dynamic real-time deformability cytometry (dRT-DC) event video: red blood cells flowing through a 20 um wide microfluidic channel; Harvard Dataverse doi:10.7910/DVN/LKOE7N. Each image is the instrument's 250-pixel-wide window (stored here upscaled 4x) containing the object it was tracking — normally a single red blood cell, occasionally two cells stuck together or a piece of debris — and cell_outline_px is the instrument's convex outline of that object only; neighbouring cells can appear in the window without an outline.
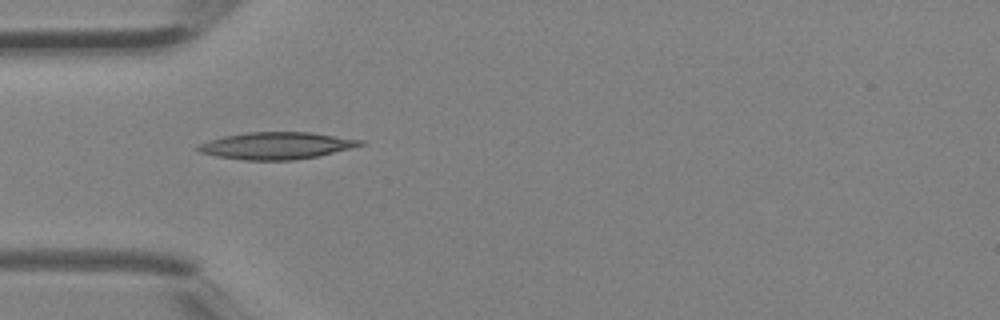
{"species": "Egyptian fruit bat (a non-hibernating species)", "species_latin": "Rousettus aegyptiacus", "temperature_condition": "room temperature", "stored_images_in_passage": 3, "camera_frame_rate_fps": 3000, "um_per_image_px": 0.085, "animal": {"sex": "female"}, "frame": {"image": 1, "passage_image": 3, "time_ms": 0.667, "image_size_px": [1000, 320], "cell_outline_px": [[364, 144], [352, 148], [316, 156], [292, 160], [244, 160], [216, 156], [200, 152], [196, 148], [200, 144], [208, 140], [224, 136], [248, 132], [312, 132], [364, 140]], "centroid_in_image_um": [23.51, 12.37], "position_along_channel_um": 61.5, "area_um2": 25.43}}